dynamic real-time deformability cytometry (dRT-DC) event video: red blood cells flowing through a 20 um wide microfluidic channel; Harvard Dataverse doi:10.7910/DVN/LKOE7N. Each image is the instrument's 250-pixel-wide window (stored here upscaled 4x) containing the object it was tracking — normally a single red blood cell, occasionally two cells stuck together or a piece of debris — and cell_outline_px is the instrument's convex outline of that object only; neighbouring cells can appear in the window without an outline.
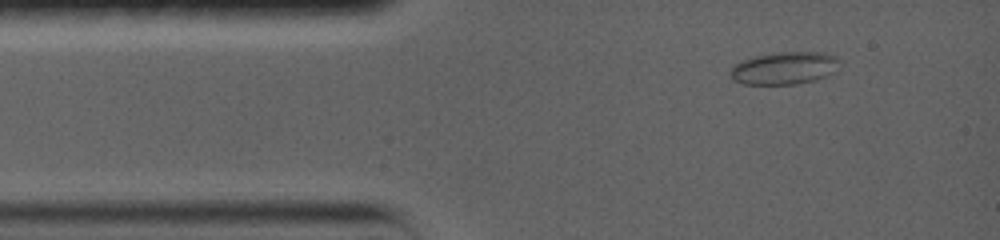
{"species": "common noctule bat (a hibernating species)", "species_latin": "Nyctalus noctula", "temperature_condition": "warm", "stored_images_in_passage": 12, "camera_frame_rate_fps": 5000, "um_per_image_px": 0.085, "animal": {"sex": "female", "body_mass_g": 19.0, "forearm_length_mm": 56.7}, "frame": {"image": 1, "passage_image": 2, "time_ms": 1.0, "image_size_px": [1000, 240], "cell_outline_px": [[828, 60], [816, 76], [808, 80], [788, 84], [748, 84], [736, 80], [732, 76], [732, 72], [740, 64], [748, 60], [760, 56], [784, 52], [820, 52], [828, 56]], "centroid_in_image_um": [66.36, 5.8], "position_along_channel_um": 18.6, "area_um2": 17.34}}
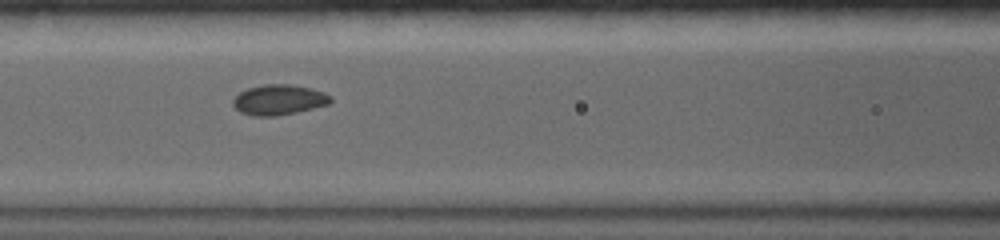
{"frame": {"image": 2, "passage_image": 7, "time_ms": 5.4, "image_size_px": [1000, 240], "cell_outline_px": [[332, 100], [324, 104], [292, 112], [260, 116], [244, 112], [236, 108], [236, 96], [240, 92], [248, 88], [268, 84], [288, 84], [308, 88], [320, 92], [328, 96]], "centroid_in_image_um": [23.67, 8.44], "position_along_channel_um": 142.9, "area_um2": 15.78}}
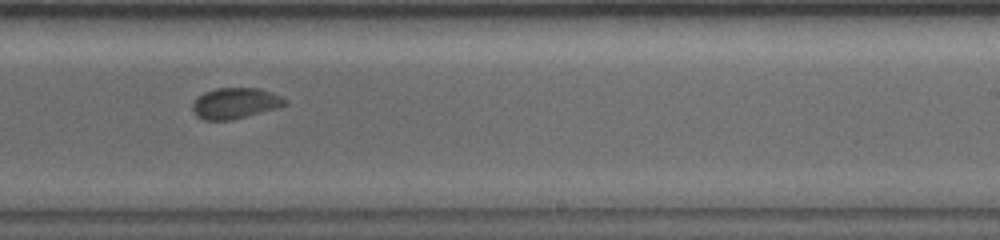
{"frame": {"image": 3, "passage_image": 11, "time_ms": 8.8, "image_size_px": [1000, 240], "cell_outline_px": [[284, 104], [272, 108], [244, 116], [228, 120], [204, 120], [196, 116], [192, 108], [196, 100], [204, 92], [216, 88], [260, 88], [284, 100]], "centroid_in_image_um": [19.87, 8.77], "position_along_channel_um": 269.1, "area_um2": 15.72}}